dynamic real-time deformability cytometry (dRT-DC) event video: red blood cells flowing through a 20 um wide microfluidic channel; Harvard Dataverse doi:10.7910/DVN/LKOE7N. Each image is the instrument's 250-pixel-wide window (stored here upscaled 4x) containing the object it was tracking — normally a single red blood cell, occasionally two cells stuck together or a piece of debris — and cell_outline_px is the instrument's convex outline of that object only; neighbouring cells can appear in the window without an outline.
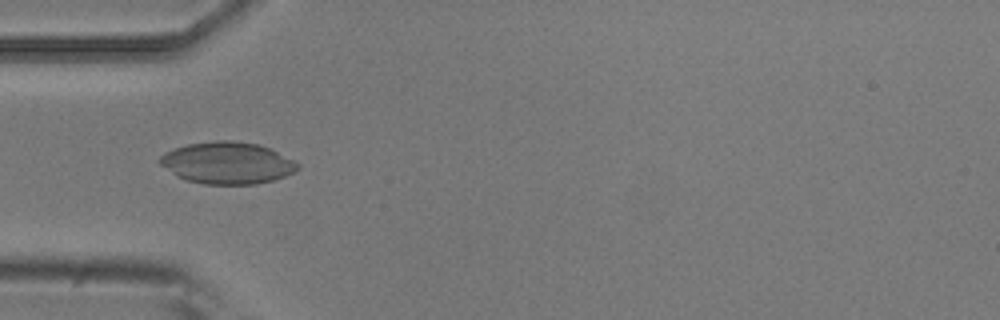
{"species": "common noctule bat (a hibernating species)", "species_latin": "Nyctalus noctula", "temperature_condition": "room temperature", "stored_images_in_passage": 13, "camera_frame_rate_fps": 3000, "um_per_image_px": 0.085, "animal": {"sex": "male", "body_mass_g": 20.5, "forearm_length_mm": 52.5}, "frame": {"image": 1, "passage_image": 3, "time_ms": 0.667, "image_size_px": [1000, 320], "cell_outline_px": [[300, 168], [284, 176], [272, 180], [256, 184], [204, 184], [184, 180], [176, 176], [160, 164], [156, 160], [164, 152], [188, 144], [216, 140], [232, 140], [260, 144], [300, 164]], "centroid_in_image_um": [19.27, 13.85], "position_along_channel_um": 65.7, "area_um2": 33.58}}
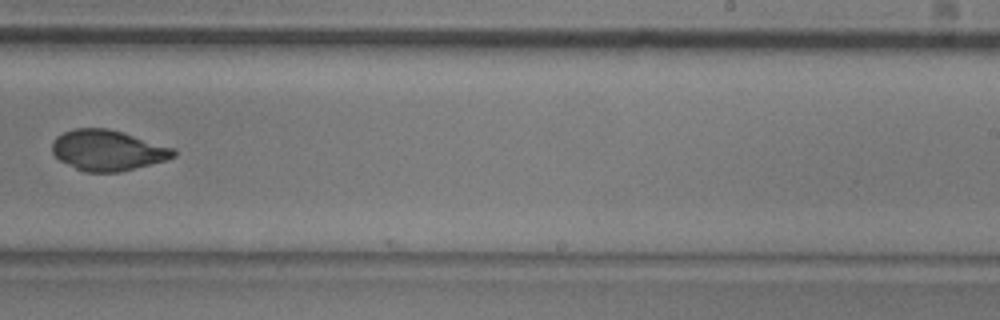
{"frame": {"image": 2, "passage_image": 8, "time_ms": 2.333, "image_size_px": [1000, 320], "cell_outline_px": [[176, 156], [164, 160], [120, 172], [84, 172], [60, 160], [52, 152], [52, 144], [56, 136], [72, 128], [108, 128], [176, 148]], "centroid_in_image_um": [9.15, 12.77], "position_along_channel_um": 279.9, "area_um2": 28.61}}
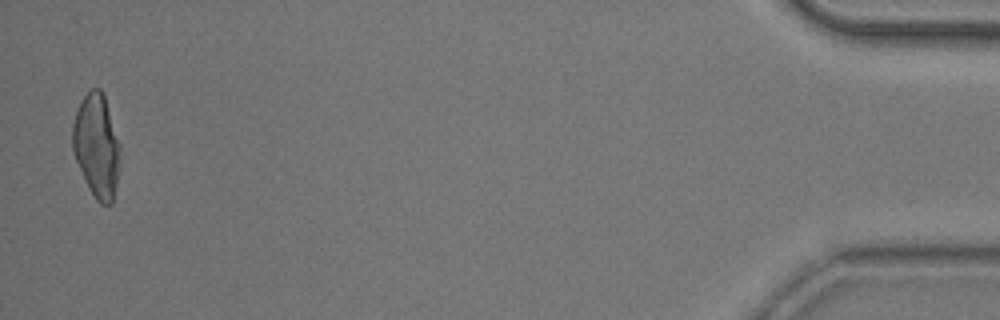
{"frame": {"image": 3, "passage_image": 13, "time_ms": 4.0, "image_size_px": [1000, 320], "cell_outline_px": [[120, 168], [112, 204], [100, 204], [96, 200], [88, 188], [76, 160], [72, 148], [72, 124], [80, 100], [92, 88], [100, 88], [104, 96], [120, 144]], "centroid_in_image_um": [8.22, 12.42], "position_along_channel_um": 427.0, "area_um2": 28.78}}